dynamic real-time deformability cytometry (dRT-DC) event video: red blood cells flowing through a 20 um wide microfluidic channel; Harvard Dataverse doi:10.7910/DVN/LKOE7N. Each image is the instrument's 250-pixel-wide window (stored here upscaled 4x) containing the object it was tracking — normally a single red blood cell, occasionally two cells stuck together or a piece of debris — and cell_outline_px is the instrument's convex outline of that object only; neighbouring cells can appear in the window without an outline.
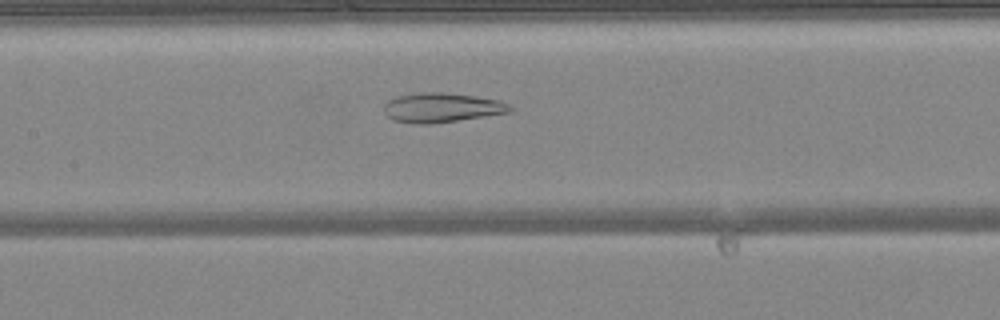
{"species": "common noctule bat (a hibernating species)", "species_latin": "Nyctalus noctula", "temperature_condition": "warm", "stored_images_in_passage": 48, "camera_frame_rate_fps": 3000, "um_per_image_px": 0.085, "animal": {"sex": "female", "body_mass_g": 24.6, "forearm_length_mm": 56.2}, "frame": {"image": 1, "passage_image": 23, "time_ms": 7.333, "image_size_px": [1000, 320], "cell_outline_px": [[516, 108], [512, 112], [432, 124], [412, 124], [392, 120], [384, 112], [384, 104], [388, 100], [400, 96], [420, 92], [444, 92], [500, 100]], "centroid_in_image_um": [37.56, 9.16], "position_along_channel_um": 169.8, "area_um2": 21.79}}
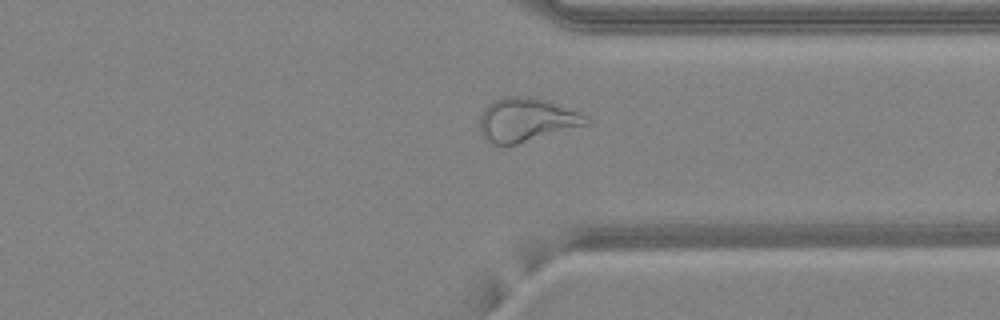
{"frame": {"image": 2, "passage_image": 37, "time_ms": 12.0, "image_size_px": [1000, 320], "cell_outline_px": [[592, 124], [516, 144], [492, 144], [484, 140], [480, 132], [480, 116], [484, 108], [492, 100], [504, 96], [532, 96], [580, 112], [592, 120]], "centroid_in_image_um": [44.75, 10.18], "position_along_channel_um": 366.6, "area_um2": 27.4}}
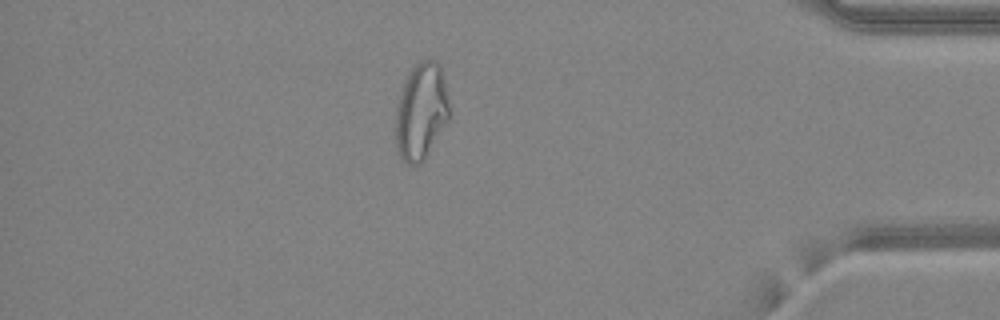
{"frame": {"image": 3, "passage_image": 42, "time_ms": 13.667, "image_size_px": [1000, 320], "cell_outline_px": [[448, 120], [420, 164], [408, 164], [400, 156], [396, 144], [396, 108], [400, 92], [404, 80], [408, 72], [416, 64], [424, 60], [436, 60], [440, 64], [444, 80], [448, 104]], "centroid_in_image_um": [35.77, 9.43], "position_along_channel_um": 399.4, "area_um2": 29.71}, "authors_computed_cell_mechanics": {"area_um2": 29.5358, "velocity_mm_per_s": 4.2421, "shape_relaxation_time_tau1_ms": null, "shape_relaxation_time_tau2_ms": 1.8156, "deformation_change_tau1": null, "deformation_change_tau2": 0.0976}}